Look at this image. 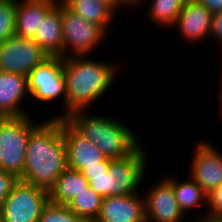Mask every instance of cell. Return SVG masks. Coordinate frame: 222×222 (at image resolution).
I'll return each instance as SVG.
<instances>
[{"label": "cell", "instance_id": "obj_17", "mask_svg": "<svg viewBox=\"0 0 222 222\" xmlns=\"http://www.w3.org/2000/svg\"><path fill=\"white\" fill-rule=\"evenodd\" d=\"M22 1V2H21ZM17 0L15 36L33 39L45 14L58 0Z\"/></svg>", "mask_w": 222, "mask_h": 222}, {"label": "cell", "instance_id": "obj_18", "mask_svg": "<svg viewBox=\"0 0 222 222\" xmlns=\"http://www.w3.org/2000/svg\"><path fill=\"white\" fill-rule=\"evenodd\" d=\"M89 186L81 171L67 168L49 189V201L67 205Z\"/></svg>", "mask_w": 222, "mask_h": 222}, {"label": "cell", "instance_id": "obj_14", "mask_svg": "<svg viewBox=\"0 0 222 222\" xmlns=\"http://www.w3.org/2000/svg\"><path fill=\"white\" fill-rule=\"evenodd\" d=\"M211 24L212 14L198 0H187L174 25L189 43H200L211 35Z\"/></svg>", "mask_w": 222, "mask_h": 222}, {"label": "cell", "instance_id": "obj_3", "mask_svg": "<svg viewBox=\"0 0 222 222\" xmlns=\"http://www.w3.org/2000/svg\"><path fill=\"white\" fill-rule=\"evenodd\" d=\"M87 113V114H86ZM81 135L94 143L109 159L132 154L140 145L132 129L112 118L75 111L65 118Z\"/></svg>", "mask_w": 222, "mask_h": 222}, {"label": "cell", "instance_id": "obj_4", "mask_svg": "<svg viewBox=\"0 0 222 222\" xmlns=\"http://www.w3.org/2000/svg\"><path fill=\"white\" fill-rule=\"evenodd\" d=\"M29 116L0 117V169L17 178L24 171L31 131L38 125Z\"/></svg>", "mask_w": 222, "mask_h": 222}, {"label": "cell", "instance_id": "obj_16", "mask_svg": "<svg viewBox=\"0 0 222 222\" xmlns=\"http://www.w3.org/2000/svg\"><path fill=\"white\" fill-rule=\"evenodd\" d=\"M33 40L49 56L63 57L61 0L45 14Z\"/></svg>", "mask_w": 222, "mask_h": 222}, {"label": "cell", "instance_id": "obj_1", "mask_svg": "<svg viewBox=\"0 0 222 222\" xmlns=\"http://www.w3.org/2000/svg\"><path fill=\"white\" fill-rule=\"evenodd\" d=\"M50 119L38 123L31 131L24 171L18 178L48 191L68 168L62 118Z\"/></svg>", "mask_w": 222, "mask_h": 222}, {"label": "cell", "instance_id": "obj_15", "mask_svg": "<svg viewBox=\"0 0 222 222\" xmlns=\"http://www.w3.org/2000/svg\"><path fill=\"white\" fill-rule=\"evenodd\" d=\"M27 93V76L0 71V117L28 115L20 103Z\"/></svg>", "mask_w": 222, "mask_h": 222}, {"label": "cell", "instance_id": "obj_30", "mask_svg": "<svg viewBox=\"0 0 222 222\" xmlns=\"http://www.w3.org/2000/svg\"><path fill=\"white\" fill-rule=\"evenodd\" d=\"M116 3L120 6V7H123L125 5H131V7L133 6H137L139 4H141L142 2L144 3L145 0H115Z\"/></svg>", "mask_w": 222, "mask_h": 222}, {"label": "cell", "instance_id": "obj_28", "mask_svg": "<svg viewBox=\"0 0 222 222\" xmlns=\"http://www.w3.org/2000/svg\"><path fill=\"white\" fill-rule=\"evenodd\" d=\"M210 34H212L210 36H214L218 42H222V12H218L212 15Z\"/></svg>", "mask_w": 222, "mask_h": 222}, {"label": "cell", "instance_id": "obj_26", "mask_svg": "<svg viewBox=\"0 0 222 222\" xmlns=\"http://www.w3.org/2000/svg\"><path fill=\"white\" fill-rule=\"evenodd\" d=\"M206 203L205 206L209 207V212L205 215L222 217V183L207 194Z\"/></svg>", "mask_w": 222, "mask_h": 222}, {"label": "cell", "instance_id": "obj_11", "mask_svg": "<svg viewBox=\"0 0 222 222\" xmlns=\"http://www.w3.org/2000/svg\"><path fill=\"white\" fill-rule=\"evenodd\" d=\"M144 200L147 222L184 221V213L175 198L172 183L167 178L152 186Z\"/></svg>", "mask_w": 222, "mask_h": 222}, {"label": "cell", "instance_id": "obj_9", "mask_svg": "<svg viewBox=\"0 0 222 222\" xmlns=\"http://www.w3.org/2000/svg\"><path fill=\"white\" fill-rule=\"evenodd\" d=\"M48 57L33 39L13 36L0 44V71L27 76Z\"/></svg>", "mask_w": 222, "mask_h": 222}, {"label": "cell", "instance_id": "obj_27", "mask_svg": "<svg viewBox=\"0 0 222 222\" xmlns=\"http://www.w3.org/2000/svg\"><path fill=\"white\" fill-rule=\"evenodd\" d=\"M17 181L18 178L14 174L0 169V205L10 194Z\"/></svg>", "mask_w": 222, "mask_h": 222}, {"label": "cell", "instance_id": "obj_20", "mask_svg": "<svg viewBox=\"0 0 222 222\" xmlns=\"http://www.w3.org/2000/svg\"><path fill=\"white\" fill-rule=\"evenodd\" d=\"M167 179L172 183L175 198L184 214L188 209L201 206L203 203L201 199L206 201L207 194L191 177L187 181L182 182L172 177Z\"/></svg>", "mask_w": 222, "mask_h": 222}, {"label": "cell", "instance_id": "obj_24", "mask_svg": "<svg viewBox=\"0 0 222 222\" xmlns=\"http://www.w3.org/2000/svg\"><path fill=\"white\" fill-rule=\"evenodd\" d=\"M17 0L0 1V44L15 36Z\"/></svg>", "mask_w": 222, "mask_h": 222}, {"label": "cell", "instance_id": "obj_13", "mask_svg": "<svg viewBox=\"0 0 222 222\" xmlns=\"http://www.w3.org/2000/svg\"><path fill=\"white\" fill-rule=\"evenodd\" d=\"M138 195L103 197L94 222H147L145 200Z\"/></svg>", "mask_w": 222, "mask_h": 222}, {"label": "cell", "instance_id": "obj_10", "mask_svg": "<svg viewBox=\"0 0 222 222\" xmlns=\"http://www.w3.org/2000/svg\"><path fill=\"white\" fill-rule=\"evenodd\" d=\"M208 141L194 149L189 176L208 194L222 183V153Z\"/></svg>", "mask_w": 222, "mask_h": 222}, {"label": "cell", "instance_id": "obj_5", "mask_svg": "<svg viewBox=\"0 0 222 222\" xmlns=\"http://www.w3.org/2000/svg\"><path fill=\"white\" fill-rule=\"evenodd\" d=\"M48 202V190L18 179L0 205L2 221L38 222Z\"/></svg>", "mask_w": 222, "mask_h": 222}, {"label": "cell", "instance_id": "obj_31", "mask_svg": "<svg viewBox=\"0 0 222 222\" xmlns=\"http://www.w3.org/2000/svg\"><path fill=\"white\" fill-rule=\"evenodd\" d=\"M199 216H201V218L197 222H222V217H211V216L204 215V213Z\"/></svg>", "mask_w": 222, "mask_h": 222}, {"label": "cell", "instance_id": "obj_19", "mask_svg": "<svg viewBox=\"0 0 222 222\" xmlns=\"http://www.w3.org/2000/svg\"><path fill=\"white\" fill-rule=\"evenodd\" d=\"M70 10L85 21L99 25L106 33L115 11L105 3L94 0H61Z\"/></svg>", "mask_w": 222, "mask_h": 222}, {"label": "cell", "instance_id": "obj_8", "mask_svg": "<svg viewBox=\"0 0 222 222\" xmlns=\"http://www.w3.org/2000/svg\"><path fill=\"white\" fill-rule=\"evenodd\" d=\"M140 146L130 155L111 159L108 168V196H127L138 193L146 173V153Z\"/></svg>", "mask_w": 222, "mask_h": 222}, {"label": "cell", "instance_id": "obj_6", "mask_svg": "<svg viewBox=\"0 0 222 222\" xmlns=\"http://www.w3.org/2000/svg\"><path fill=\"white\" fill-rule=\"evenodd\" d=\"M61 17L63 58L88 56L99 43L102 44L101 41L107 36V33L99 25L85 21L81 16L70 10L62 1Z\"/></svg>", "mask_w": 222, "mask_h": 222}, {"label": "cell", "instance_id": "obj_22", "mask_svg": "<svg viewBox=\"0 0 222 222\" xmlns=\"http://www.w3.org/2000/svg\"><path fill=\"white\" fill-rule=\"evenodd\" d=\"M103 197L95 193L90 186L67 204L69 209L86 222H94L97 218Z\"/></svg>", "mask_w": 222, "mask_h": 222}, {"label": "cell", "instance_id": "obj_32", "mask_svg": "<svg viewBox=\"0 0 222 222\" xmlns=\"http://www.w3.org/2000/svg\"><path fill=\"white\" fill-rule=\"evenodd\" d=\"M94 1L108 4L114 11H116V9H118V7H120V6L116 3L115 0H94Z\"/></svg>", "mask_w": 222, "mask_h": 222}, {"label": "cell", "instance_id": "obj_12", "mask_svg": "<svg viewBox=\"0 0 222 222\" xmlns=\"http://www.w3.org/2000/svg\"><path fill=\"white\" fill-rule=\"evenodd\" d=\"M62 133L65 139L68 168L82 171L107 159L94 143L81 135L65 118H62Z\"/></svg>", "mask_w": 222, "mask_h": 222}, {"label": "cell", "instance_id": "obj_21", "mask_svg": "<svg viewBox=\"0 0 222 222\" xmlns=\"http://www.w3.org/2000/svg\"><path fill=\"white\" fill-rule=\"evenodd\" d=\"M187 0H151L149 5V20L158 26H174Z\"/></svg>", "mask_w": 222, "mask_h": 222}, {"label": "cell", "instance_id": "obj_23", "mask_svg": "<svg viewBox=\"0 0 222 222\" xmlns=\"http://www.w3.org/2000/svg\"><path fill=\"white\" fill-rule=\"evenodd\" d=\"M111 159L107 158L98 165L84 168L81 172L89 181L92 190L102 197H108V168Z\"/></svg>", "mask_w": 222, "mask_h": 222}, {"label": "cell", "instance_id": "obj_25", "mask_svg": "<svg viewBox=\"0 0 222 222\" xmlns=\"http://www.w3.org/2000/svg\"><path fill=\"white\" fill-rule=\"evenodd\" d=\"M38 222H86L69 209L67 205L57 204L49 201Z\"/></svg>", "mask_w": 222, "mask_h": 222}, {"label": "cell", "instance_id": "obj_2", "mask_svg": "<svg viewBox=\"0 0 222 222\" xmlns=\"http://www.w3.org/2000/svg\"><path fill=\"white\" fill-rule=\"evenodd\" d=\"M117 68L110 62L91 60L84 56L63 58L66 81V117L86 110L108 91Z\"/></svg>", "mask_w": 222, "mask_h": 222}, {"label": "cell", "instance_id": "obj_29", "mask_svg": "<svg viewBox=\"0 0 222 222\" xmlns=\"http://www.w3.org/2000/svg\"><path fill=\"white\" fill-rule=\"evenodd\" d=\"M212 15L222 12V0H198Z\"/></svg>", "mask_w": 222, "mask_h": 222}, {"label": "cell", "instance_id": "obj_33", "mask_svg": "<svg viewBox=\"0 0 222 222\" xmlns=\"http://www.w3.org/2000/svg\"><path fill=\"white\" fill-rule=\"evenodd\" d=\"M221 77H222V76H221ZM221 81H222V80H221ZM221 83H222V82H221ZM220 89H221V90H220V92H221L220 95H221V96H220L219 99H220V103H221V104H219V105H221V107H222V84H221V86H220ZM221 110H222V108H221Z\"/></svg>", "mask_w": 222, "mask_h": 222}, {"label": "cell", "instance_id": "obj_7", "mask_svg": "<svg viewBox=\"0 0 222 222\" xmlns=\"http://www.w3.org/2000/svg\"><path fill=\"white\" fill-rule=\"evenodd\" d=\"M27 90L31 97L43 103L62 100L65 110L54 118H66V81L63 57L49 56L27 75ZM61 95V96H60Z\"/></svg>", "mask_w": 222, "mask_h": 222}]
</instances>
